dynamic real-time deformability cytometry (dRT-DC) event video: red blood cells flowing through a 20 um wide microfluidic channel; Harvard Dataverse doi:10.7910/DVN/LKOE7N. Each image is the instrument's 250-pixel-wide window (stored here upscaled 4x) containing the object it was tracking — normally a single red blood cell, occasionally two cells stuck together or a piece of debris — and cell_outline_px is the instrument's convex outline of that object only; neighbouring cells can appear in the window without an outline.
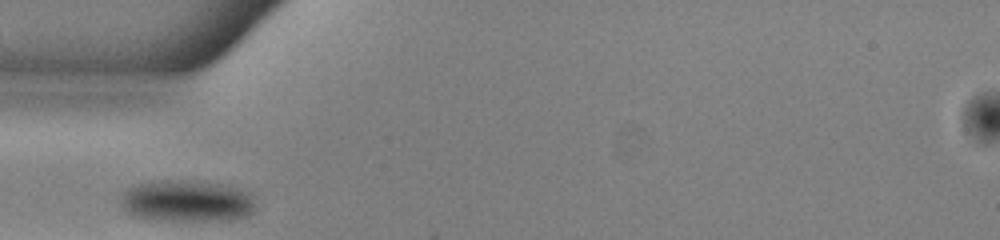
{"species": "common noctule bat (a hibernating species)", "species_latin": "Nyctalus noctula", "temperature_condition": "warm", "stored_images_in_passage": 25, "camera_frame_rate_fps": 3000, "um_per_image_px": 0.085, "animal": {"sex": "male", "body_mass_g": 13.0, "forearm_length_mm": 53.1}, "frame": {"image": 1, "passage_image": 1, "time_ms": 0.0, "image_size_px": [1000, 240], "cell_outline_px": [[256, 208], [248, 216], [232, 220], [160, 220], [136, 216], [128, 212], [120, 204], [128, 188], [152, 180], [192, 180], [220, 184], [244, 188], [252, 192]], "centroid_in_image_um": [15.99, 17.07], "position_along_channel_um": 69.0, "area_um2": 33.0}}
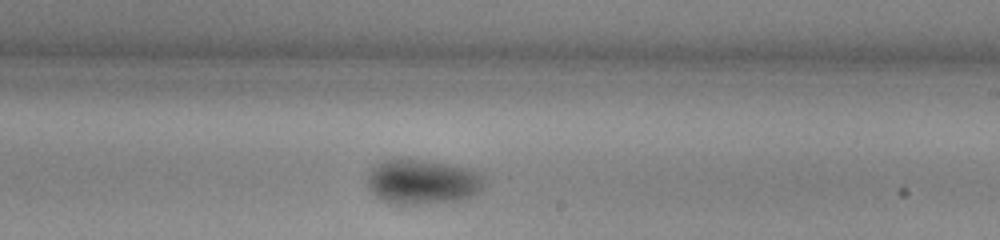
{"frame": {"image": 2, "passage_image": 15, "time_ms": 4.667, "image_size_px": [1000, 240], "cell_outline_px": [[484, 184], [472, 196], [460, 200], [416, 204], [392, 204], [376, 196], [368, 188], [368, 172], [380, 160], [396, 156], [428, 160], [464, 168], [476, 172], [484, 180]], "centroid_in_image_um": [35.81, 15.42], "position_along_channel_um": 253.2, "area_um2": 30.69}}
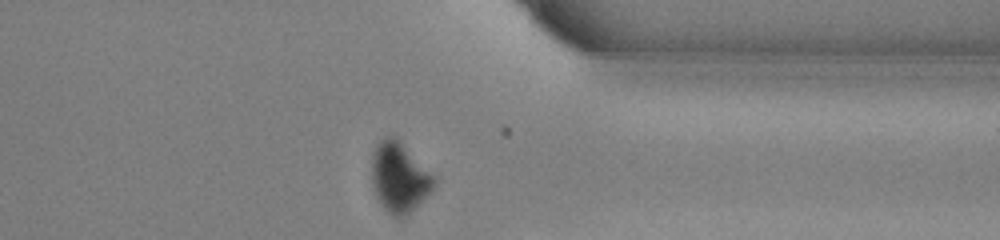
{"frame": {"image": 3, "passage_image": 25, "time_ms": 8.0, "image_size_px": [1000, 240], "cell_outline_px": [[436, 184], [400, 220], [392, 216], [384, 208], [376, 196], [372, 188], [372, 152], [376, 144], [384, 136], [396, 136], [436, 176]], "centroid_in_image_um": [33.92, 15.02], "position_along_channel_um": 377.5, "area_um2": 25.37}}